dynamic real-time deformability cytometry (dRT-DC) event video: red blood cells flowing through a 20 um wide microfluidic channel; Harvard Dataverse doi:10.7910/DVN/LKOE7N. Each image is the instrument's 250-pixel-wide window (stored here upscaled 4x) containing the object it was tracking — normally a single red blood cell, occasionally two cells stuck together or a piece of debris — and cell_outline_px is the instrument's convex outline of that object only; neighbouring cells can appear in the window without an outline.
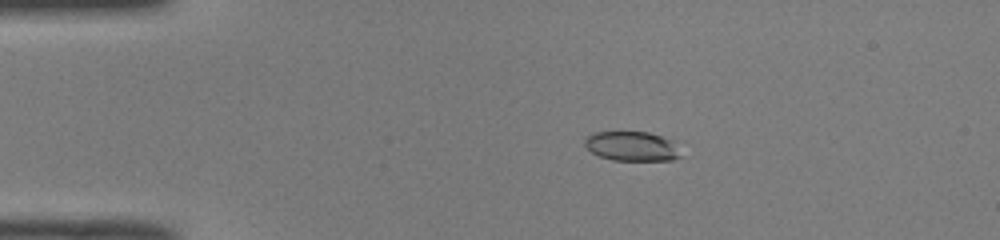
{"species": "common noctule bat (a hibernating species)", "species_latin": "Nyctalus noctula", "temperature_condition": "room temperature", "stored_images_in_passage": 51, "camera_frame_rate_fps": 3000, "um_per_image_px": 0.085, "animal": {"sex": "male", "body_mass_g": 19.0, "forearm_length_mm": 50.8}, "frame": {"image": 1, "passage_image": 10, "time_ms": 3.0, "image_size_px": [1000, 240], "cell_outline_px": [[680, 156], [672, 160], [612, 160], [600, 156], [592, 152], [584, 144], [584, 136], [592, 132], [648, 132], [672, 140]], "centroid_in_image_um": [53.64, 12.42], "position_along_channel_um": 31.4, "area_um2": 16.36}}
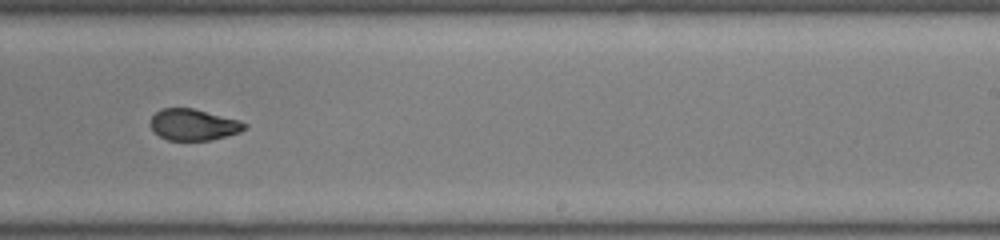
{"frame": {"image": 2, "passage_image": 32, "time_ms": 10.333, "image_size_px": [1000, 240], "cell_outline_px": [[248, 124], [240, 132], [208, 140], [168, 140], [160, 136], [152, 128], [152, 116], [160, 108], [192, 108], [240, 120]], "centroid_in_image_um": [16.46, 10.59], "position_along_channel_um": 272.5, "area_um2": 16.88}}
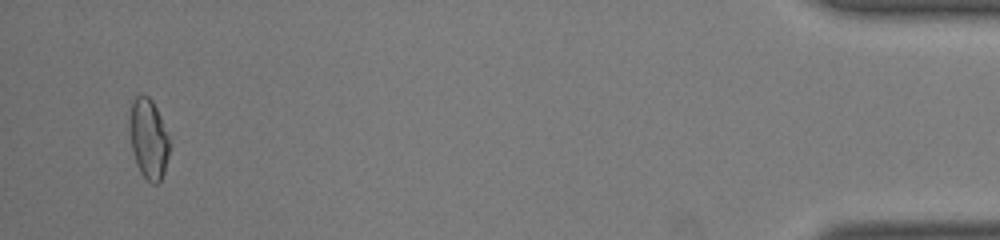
{"frame": {"image": 3, "passage_image": 49, "time_ms": 16.0, "image_size_px": [1000, 240], "cell_outline_px": [[168, 156], [164, 172], [160, 180], [156, 184], [152, 184], [140, 172], [136, 164], [132, 148], [128, 124], [132, 100], [136, 96], [148, 96], [152, 100], [168, 132]], "centroid_in_image_um": [12.61, 11.79], "position_along_channel_um": 422.6, "area_um2": 18.5}, "authors_computed_cell_mechanics": {"area_um2": 18.3226, "velocity_mm_per_s": 4.0285, "shape_relaxation_time_tau1_ms": 9.8613, "shape_relaxation_time_tau2_ms": 1.3035, "deformation_change_tau1": 0.2326, "deformation_change_tau2": 0.0625}}